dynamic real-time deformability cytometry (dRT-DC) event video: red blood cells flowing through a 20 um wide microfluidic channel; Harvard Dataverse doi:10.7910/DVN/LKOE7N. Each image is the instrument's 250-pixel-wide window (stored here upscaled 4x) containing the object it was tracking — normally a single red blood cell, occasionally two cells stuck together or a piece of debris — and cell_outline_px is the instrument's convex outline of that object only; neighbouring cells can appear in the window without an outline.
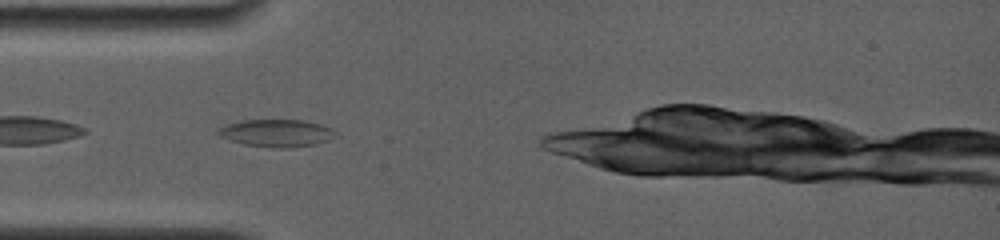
{"species": "common noctule bat (a hibernating species)", "species_latin": "Nyctalus noctula", "temperature_condition": "room temperature", "stored_images_in_passage": 2, "camera_frame_rate_fps": 4000, "um_per_image_px": 0.085, "animal": {"sex": "female", "body_mass_g": 19.0, "forearm_length_mm": 56.7}, "frame": {"image": 1, "passage_image": 1, "time_ms": 0.0, "image_size_px": [1000, 240], "cell_outline_px": [[336, 132], [328, 140], [316, 144], [288, 148], [272, 148], [244, 144], [220, 136], [216, 132], [216, 128], [224, 124], [240, 120], [304, 120], [320, 124], [332, 128]], "centroid_in_image_um": [23.46, 11.3], "position_along_channel_um": 61.5, "area_um2": 18.84}}
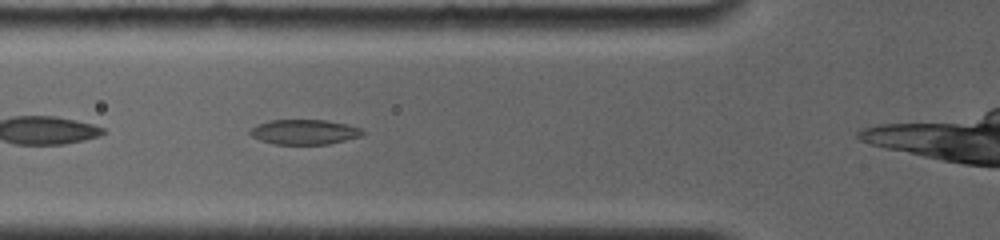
{"frame": {"image": 2, "passage_image": 2, "time_ms": 1.0, "image_size_px": [1000, 240], "cell_outline_px": [[364, 132], [360, 136], [328, 144], [276, 144], [260, 140], [252, 136], [248, 132], [256, 124], [268, 120], [328, 120], [348, 124], [364, 128]], "centroid_in_image_um": [25.88, 11.2], "position_along_channel_um": 99.9, "area_um2": 16.42}}